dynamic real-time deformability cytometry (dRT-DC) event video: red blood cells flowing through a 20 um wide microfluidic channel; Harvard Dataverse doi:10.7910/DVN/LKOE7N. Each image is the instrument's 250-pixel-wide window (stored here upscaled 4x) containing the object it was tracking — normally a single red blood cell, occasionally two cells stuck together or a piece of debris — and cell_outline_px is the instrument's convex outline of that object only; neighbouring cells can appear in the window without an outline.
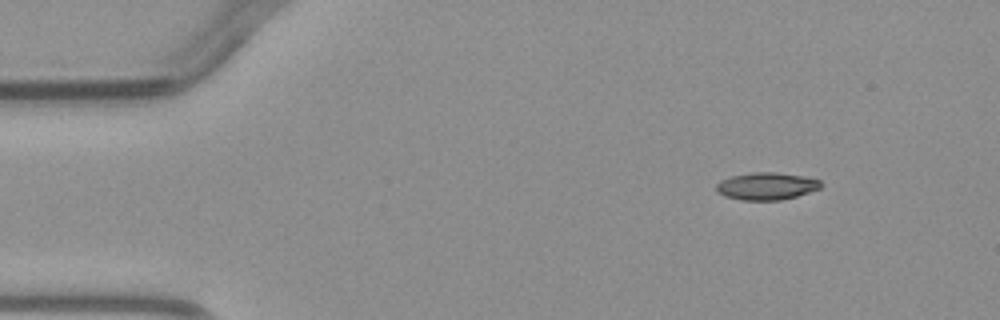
{"species": "common noctule bat (a hibernating species)", "species_latin": "Nyctalus noctula", "temperature_condition": "warm", "stored_images_in_passage": 3, "camera_frame_rate_fps": 3000, "um_per_image_px": 0.085, "animal": {"sex": "male", "body_mass_g": 23.1, "forearm_length_mm": 52.7}, "frame": {"image": 1, "passage_image": 1, "time_ms": 0.0, "image_size_px": [1000, 320], "cell_outline_px": [[824, 184], [820, 188], [796, 196], [780, 200], [740, 200], [724, 196], [716, 192], [716, 184], [720, 180], [732, 176], [752, 172], [776, 172], [804, 176], [820, 180]], "centroid_in_image_um": [65.14, 15.82], "position_along_channel_um": 19.9, "area_um2": 16.76}}